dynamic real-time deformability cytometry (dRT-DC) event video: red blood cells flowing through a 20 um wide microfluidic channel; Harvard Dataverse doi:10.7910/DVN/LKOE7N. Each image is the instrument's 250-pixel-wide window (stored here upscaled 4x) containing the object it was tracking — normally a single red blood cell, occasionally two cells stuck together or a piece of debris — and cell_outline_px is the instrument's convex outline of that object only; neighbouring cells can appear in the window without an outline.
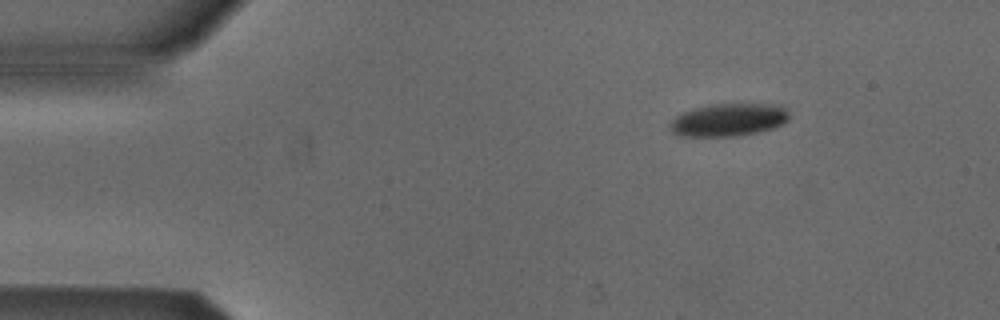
{"species": "Egyptian fruit bat (a non-hibernating species)", "species_latin": "Rousettus aegyptiacus", "temperature_condition": "cold", "stored_images_in_passage": 4, "camera_frame_rate_fps": 3000, "um_per_image_px": 0.085, "animal": {"sex": "male"}, "frame": {"image": 1, "passage_image": 1, "time_ms": 0.0, "image_size_px": [1000, 320], "cell_outline_px": [[788, 120], [772, 128], [756, 132], [732, 136], [680, 136], [672, 132], [672, 120], [676, 116], [692, 108], [708, 104], [780, 104], [788, 112]], "centroid_in_image_um": [61.92, 10.17], "position_along_channel_um": 23.1, "area_um2": 22.48}}
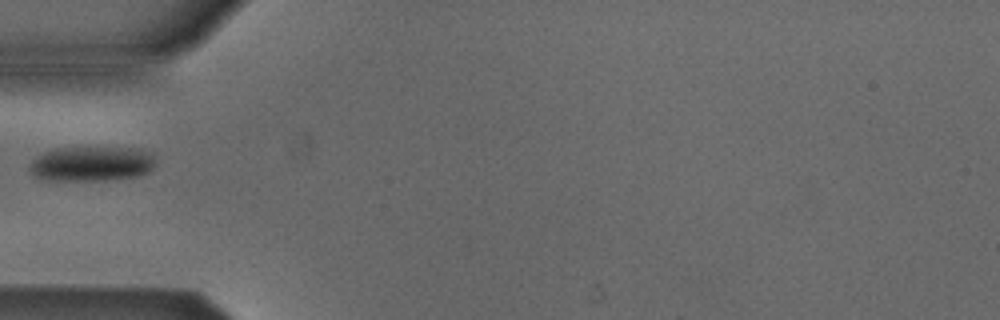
{"frame": {"image": 2, "passage_image": 3, "time_ms": 3.333, "image_size_px": [1000, 320], "cell_outline_px": [[156, 164], [148, 172], [140, 176], [104, 180], [44, 180], [36, 176], [28, 168], [32, 160], [36, 156], [44, 152], [56, 148], [140, 148], [152, 152]], "centroid_in_image_um": [7.82, 13.92], "position_along_channel_um": 77.2, "area_um2": 25.72}}
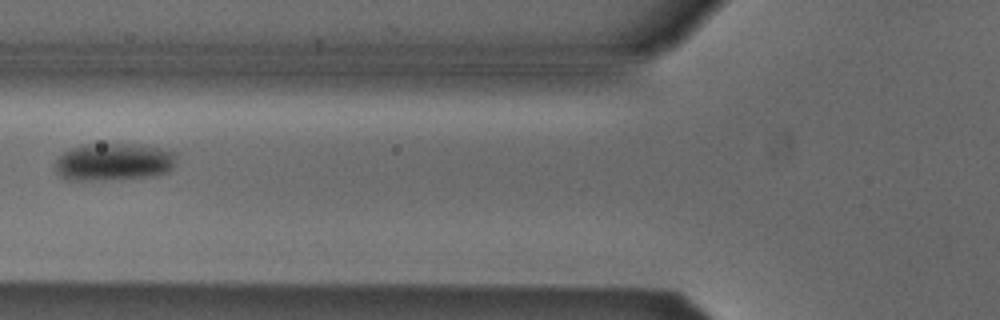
{"frame": {"image": 3, "passage_image": 4, "time_ms": 4.333, "image_size_px": [1000, 320], "cell_outline_px": [[176, 164], [168, 172], [152, 176], [76, 180], [72, 180], [60, 176], [56, 172], [56, 160], [64, 152], [80, 144], [132, 144], [160, 148], [172, 152], [176, 156]], "centroid_in_image_um": [9.67, 13.74], "position_along_channel_um": 116.1, "area_um2": 26.01}}